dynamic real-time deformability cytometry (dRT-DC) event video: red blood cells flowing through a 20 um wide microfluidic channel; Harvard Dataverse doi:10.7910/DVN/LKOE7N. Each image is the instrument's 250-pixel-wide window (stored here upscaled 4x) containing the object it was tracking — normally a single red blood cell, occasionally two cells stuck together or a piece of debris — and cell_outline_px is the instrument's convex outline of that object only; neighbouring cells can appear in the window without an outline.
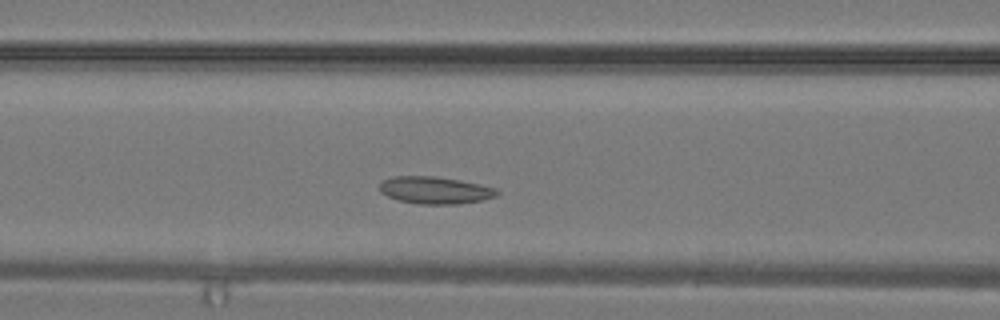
{"species": "common noctule bat (a hibernating species)", "species_latin": "Nyctalus noctula", "temperature_condition": "warm", "stored_images_in_passage": 30, "camera_frame_rate_fps": 3000, "um_per_image_px": 0.085, "animal": {"sex": "male", "body_mass_g": 19.2, "forearm_length_mm": 51.8}, "frame": {"image": 1, "passage_image": 10, "time_ms": 3.0, "image_size_px": [1000, 320], "cell_outline_px": [[500, 192], [496, 196], [480, 200], [460, 204], [420, 204], [400, 200], [388, 196], [380, 192], [380, 184], [384, 180], [392, 176], [436, 176], [460, 180], [480, 184], [496, 188]], "centroid_in_image_um": [37.0, 16.16], "position_along_channel_um": 129.6, "area_um2": 18.55}}
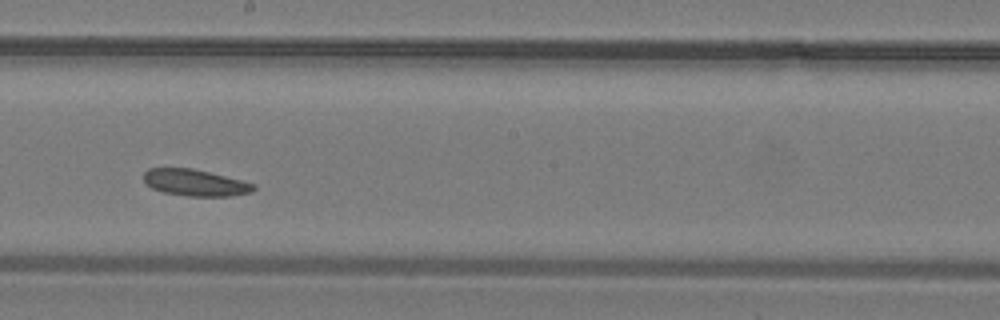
{"frame": {"image": 2, "passage_image": 15, "time_ms": 4.667, "image_size_px": [1000, 320], "cell_outline_px": [[256, 188], [252, 192], [228, 196], [188, 196], [164, 192], [152, 188], [144, 180], [144, 172], [148, 168], [192, 168], [256, 184]], "centroid_in_image_um": [16.59, 15.53], "position_along_channel_um": 231.6, "area_um2": 16.82}}
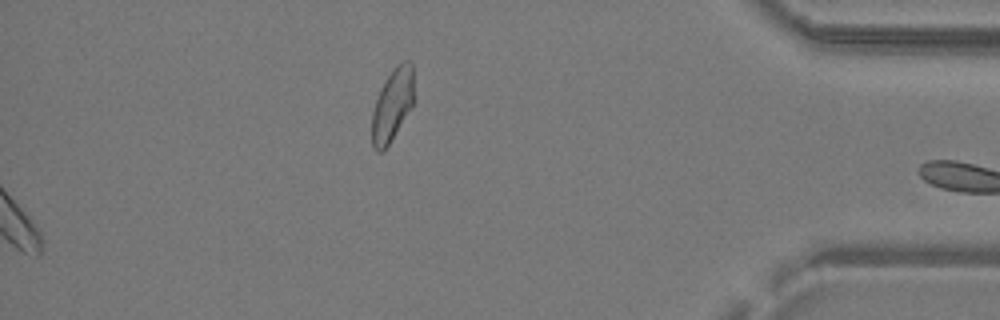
{"frame": {"image": 3, "passage_image": 30, "time_ms": 9.667, "image_size_px": [1000, 320], "cell_outline_px": [[412, 104], [384, 152], [376, 152], [372, 148], [372, 112], [380, 88], [392, 68], [396, 64], [404, 60], [412, 60]], "centroid_in_image_um": [33.31, 8.91], "position_along_channel_um": 401.9, "area_um2": 17.51}}